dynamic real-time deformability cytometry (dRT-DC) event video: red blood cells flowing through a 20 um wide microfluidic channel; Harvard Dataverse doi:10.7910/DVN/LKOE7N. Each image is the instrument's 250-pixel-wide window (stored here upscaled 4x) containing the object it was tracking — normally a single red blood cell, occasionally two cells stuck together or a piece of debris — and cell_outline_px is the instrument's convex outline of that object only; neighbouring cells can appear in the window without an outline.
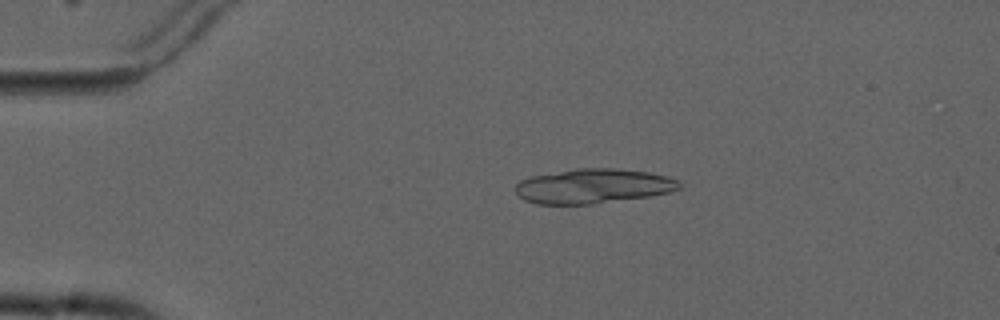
{"species": "common noctule bat (a hibernating species)", "species_latin": "Nyctalus noctula", "temperature_condition": "cold", "stored_images_in_passage": 4, "camera_frame_rate_fps": 3000, "um_per_image_px": 0.085, "animal": {"sex": "male", "forearm_length_mm": 52.5}, "frame": {"image": 1, "passage_image": 1, "time_ms": 0.0, "image_size_px": [1000, 320], "cell_outline_px": [[680, 188], [668, 192], [648, 196], [592, 204], [536, 204], [524, 200], [516, 192], [516, 184], [520, 180], [532, 176], [576, 168], [616, 168], [648, 172], [680, 180]], "centroid_in_image_um": [50.4, 15.82], "position_along_channel_um": 34.6, "area_um2": 32.89}}
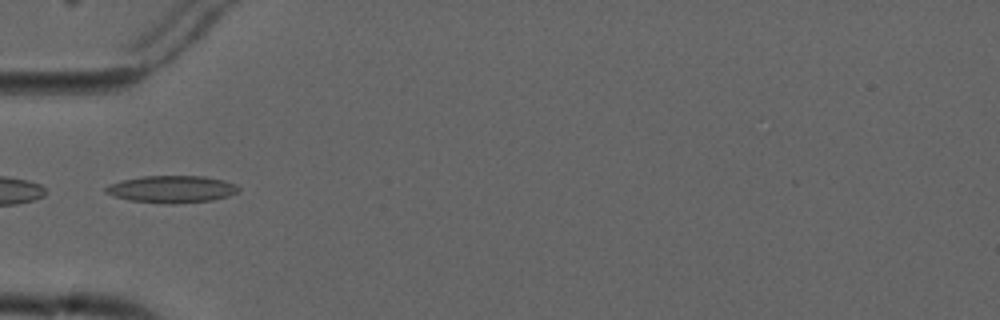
{"frame": {"image": 2, "passage_image": 3, "time_ms": 2.333, "image_size_px": [1000, 320], "cell_outline_px": [[240, 188], [236, 192], [228, 196], [212, 200], [176, 204], [164, 204], [128, 200], [112, 196], [104, 192], [104, 188], [108, 184], [120, 180], [144, 176], [204, 176], [224, 180], [236, 184]], "centroid_in_image_um": [14.55, 16.08], "position_along_channel_um": 70.4, "area_um2": 21.27}}
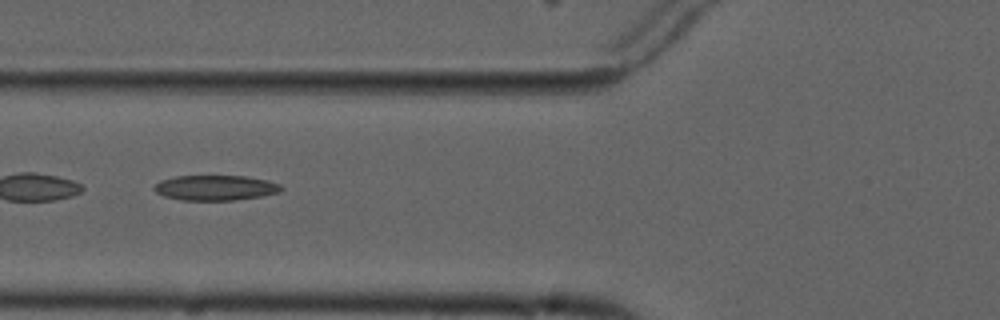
{"frame": {"image": 3, "passage_image": 4, "time_ms": 3.333, "image_size_px": [1000, 320], "cell_outline_px": [[284, 188], [280, 192], [260, 196], [236, 200], [180, 200], [164, 196], [156, 192], [152, 188], [160, 180], [176, 176], [244, 176], [268, 180], [280, 184]], "centroid_in_image_um": [18.31, 15.96], "position_along_channel_um": 107.5, "area_um2": 18.67}}